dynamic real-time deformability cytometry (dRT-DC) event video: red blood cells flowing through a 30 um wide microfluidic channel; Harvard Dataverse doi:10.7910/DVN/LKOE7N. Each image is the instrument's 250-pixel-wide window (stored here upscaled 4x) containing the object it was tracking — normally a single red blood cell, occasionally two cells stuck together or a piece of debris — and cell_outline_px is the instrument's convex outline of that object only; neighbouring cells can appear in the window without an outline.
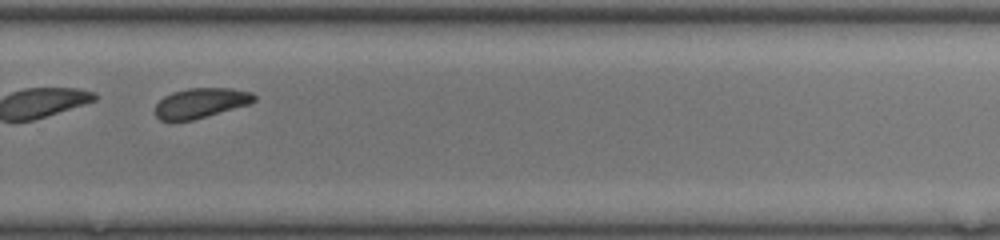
{"species": "common noctule bat (a hibernating species)", "species_latin": "Nyctalus noctula", "temperature_condition": "room temperature", "stored_images_in_passage": 41, "segment_of_instrument_passage": [2, 2], "camera_frame_rate_fps": 3000, "um_per_image_px": 0.085, "animal": {"sex": "female", "body_mass_g": 17.0, "forearm_length_mm": 48.0}, "frame": {"image": 1, "passage_image": 26, "time_ms": 8.333, "image_size_px": [1000, 240], "cell_outline_px": [[256, 100], [248, 104], [192, 120], [160, 120], [156, 116], [156, 104], [164, 96], [172, 92], [188, 88], [232, 88], [252, 92], [256, 96]], "centroid_in_image_um": [17.07, 8.73], "position_along_channel_um": 312.7, "area_um2": 17.05}}
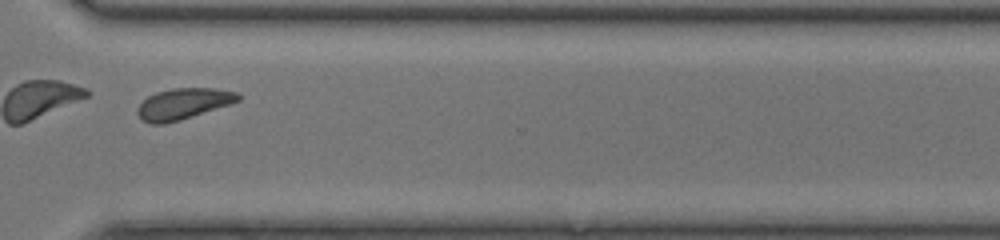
{"frame": {"image": 2, "passage_image": 29, "time_ms": 9.333, "image_size_px": [1000, 240], "cell_outline_px": [[240, 100], [232, 104], [180, 120], [164, 124], [152, 124], [140, 120], [136, 112], [136, 108], [148, 96], [156, 92], [172, 88], [212, 88], [236, 92], [240, 96]], "centroid_in_image_um": [15.55, 8.83], "position_along_channel_um": 355.1, "area_um2": 18.32}}